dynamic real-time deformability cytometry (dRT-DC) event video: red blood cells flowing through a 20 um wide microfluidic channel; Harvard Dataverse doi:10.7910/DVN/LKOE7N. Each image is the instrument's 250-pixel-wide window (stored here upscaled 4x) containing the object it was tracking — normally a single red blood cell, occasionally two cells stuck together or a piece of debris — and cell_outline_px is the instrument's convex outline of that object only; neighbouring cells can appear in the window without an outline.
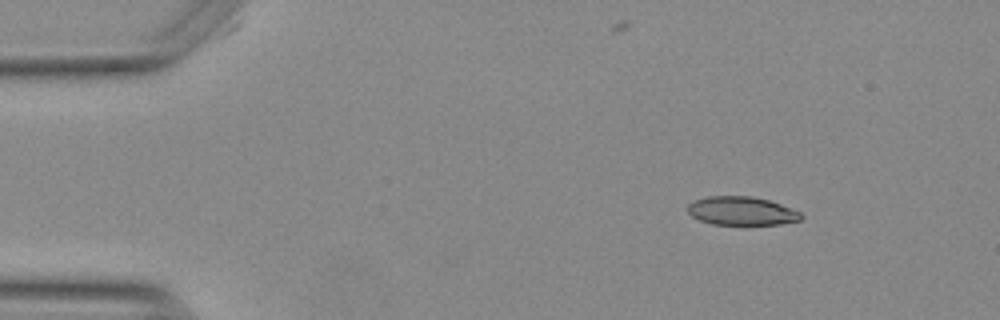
{"species": "Egyptian fruit bat (a non-hibernating species)", "species_latin": "Rousettus aegyptiacus", "temperature_condition": "warm", "stored_images_in_passage": 49, "segment_of_instrument_passage": [1, 2], "camera_frame_rate_fps": 3000, "um_per_image_px": 0.085, "animal": {"sex": "female"}, "frame": {"image": 1, "passage_image": 1, "time_ms": 0.0, "image_size_px": [1000, 320], "cell_outline_px": [[804, 216], [800, 220], [780, 224], [748, 228], [740, 228], [712, 224], [700, 220], [692, 216], [688, 212], [688, 204], [692, 200], [708, 196], [752, 196], [768, 200], [780, 204], [800, 212]], "centroid_in_image_um": [63.03, 17.99], "position_along_channel_um": 22.0, "area_um2": 19.88}}
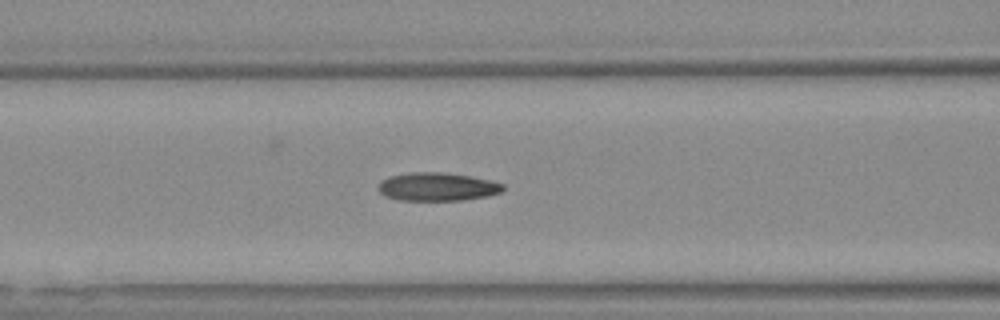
{"frame": {"image": 2, "passage_image": 16, "time_ms": 5.0, "image_size_px": [1000, 320], "cell_outline_px": [[504, 188], [500, 192], [488, 196], [464, 200], [400, 200], [384, 196], [376, 188], [380, 180], [388, 176], [412, 172], [444, 172], [472, 176], [504, 184]], "centroid_in_image_um": [37.13, 15.87], "position_along_channel_um": 129.5, "area_um2": 20.75}}
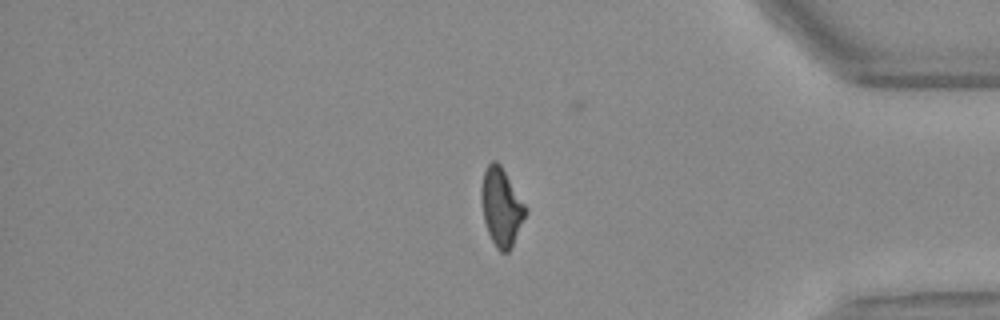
{"frame": {"image": 3, "passage_image": 39, "time_ms": 12.667, "image_size_px": [1000, 320], "cell_outline_px": [[528, 212], [512, 248], [508, 252], [500, 252], [496, 248], [488, 232], [484, 220], [480, 192], [484, 168], [492, 160], [496, 160], [500, 164], [528, 208]], "centroid_in_image_um": [42.63, 17.6], "position_along_channel_um": 392.6, "area_um2": 20.35}}